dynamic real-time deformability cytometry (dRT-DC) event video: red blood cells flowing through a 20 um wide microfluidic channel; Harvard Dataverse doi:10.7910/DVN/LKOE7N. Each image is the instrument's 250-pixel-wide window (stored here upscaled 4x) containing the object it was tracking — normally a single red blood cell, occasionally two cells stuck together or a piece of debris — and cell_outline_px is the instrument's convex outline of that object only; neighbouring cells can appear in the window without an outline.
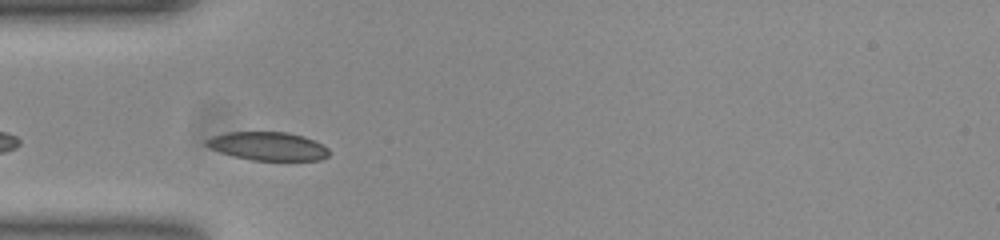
{"species": "common noctule bat (a hibernating species)", "species_latin": "Nyctalus noctula", "temperature_condition": "room temperature", "stored_images_in_passage": 29, "camera_frame_rate_fps": 3000, "um_per_image_px": 0.085, "animal": {"sex": "female", "body_mass_g": 23.0, "forearm_length_mm": 53.4}, "frame": {"image": 1, "passage_image": 3, "time_ms": 0.667, "image_size_px": [1000, 240], "cell_outline_px": [[328, 156], [320, 160], [252, 160], [220, 152], [204, 144], [204, 140], [212, 136], [228, 132], [288, 132], [304, 136], [316, 140], [328, 148]], "centroid_in_image_um": [22.79, 12.41], "position_along_channel_um": 62.2, "area_um2": 20.29}}
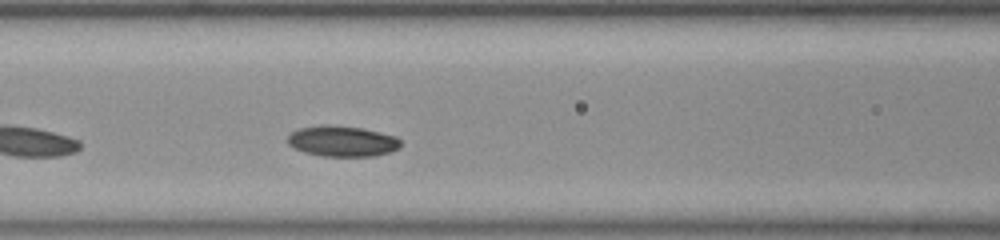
{"frame": {"image": 2, "passage_image": 9, "time_ms": 2.667, "image_size_px": [1000, 240], "cell_outline_px": [[400, 148], [388, 152], [372, 156], [324, 156], [304, 152], [292, 148], [288, 144], [288, 136], [292, 132], [300, 128], [320, 124], [328, 124], [360, 128], [380, 132], [396, 136], [400, 140]], "centroid_in_image_um": [29.06, 11.99], "position_along_channel_um": 137.5, "area_um2": 20.23}}
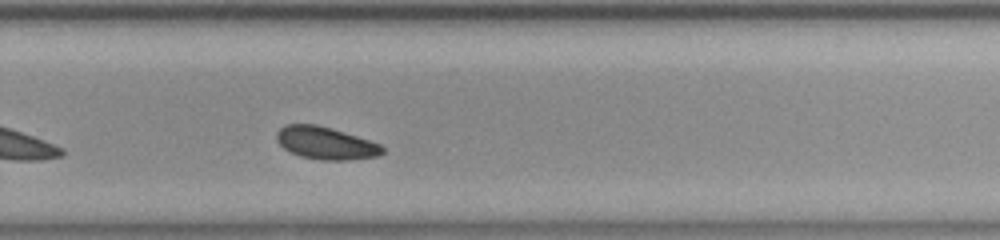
{"frame": {"image": 3, "passage_image": 22, "time_ms": 7.0, "image_size_px": [1000, 240], "cell_outline_px": [[384, 152], [380, 156], [348, 160], [320, 160], [300, 156], [284, 148], [276, 140], [276, 132], [280, 128], [288, 124], [316, 124], [356, 136], [380, 144], [384, 148]], "centroid_in_image_um": [27.68, 12.17], "position_along_channel_um": 302.1, "area_um2": 19.88}, "authors_computed_cell_mechanics": {"area_um2": 19.8832, "velocity_mm_per_s": 3.8069, "shape_relaxation_time_tau1_ms": 2.4936, "shape_relaxation_time_tau2_ms": 1.5465, "deformation_change_tau1": 0.0619, "deformation_change_tau2": 0.0546}}